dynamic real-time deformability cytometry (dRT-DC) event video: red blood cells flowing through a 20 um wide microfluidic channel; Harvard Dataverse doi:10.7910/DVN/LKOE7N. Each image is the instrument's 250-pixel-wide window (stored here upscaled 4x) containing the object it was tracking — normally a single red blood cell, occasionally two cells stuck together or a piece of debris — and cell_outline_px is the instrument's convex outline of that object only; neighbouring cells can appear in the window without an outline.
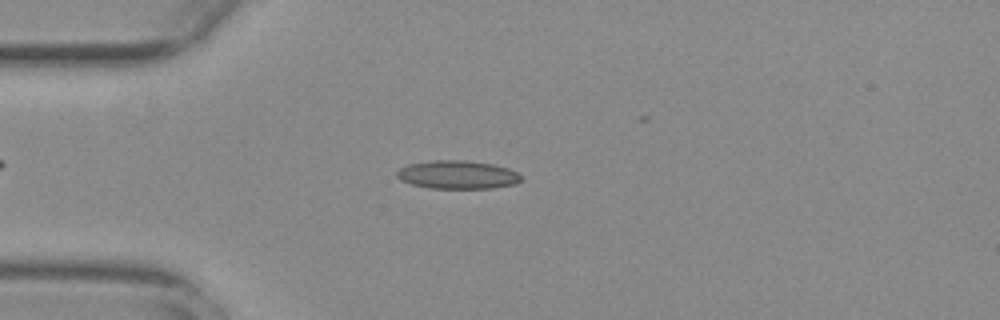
{"species": "common noctule bat (a hibernating species)", "species_latin": "Nyctalus noctula", "temperature_condition": "warm", "stored_images_in_passage": 26, "camera_frame_rate_fps": 3000, "um_per_image_px": 0.085, "animal": {"sex": "female", "body_mass_g": 29.2, "forearm_length_mm": 56.3}, "frame": {"image": 1, "passage_image": 14, "time_ms": 4.333, "image_size_px": [1000, 320], "cell_outline_px": [[520, 180], [512, 184], [492, 188], [428, 188], [412, 184], [400, 180], [396, 176], [396, 172], [400, 168], [408, 164], [432, 160], [464, 160], [492, 164], [508, 168], [516, 172], [520, 176]], "centroid_in_image_um": [38.83, 14.84], "position_along_channel_um": 46.2, "area_um2": 20.35}}
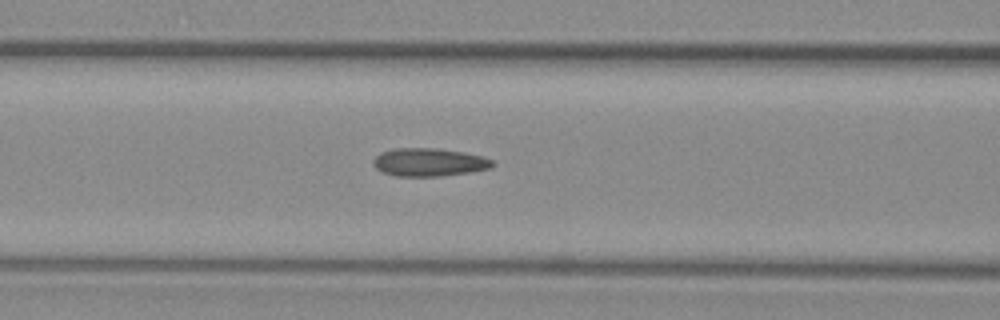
{"frame": {"image": 2, "passage_image": 22, "time_ms": 7.0, "image_size_px": [1000, 320], "cell_outline_px": [[496, 164], [492, 168], [468, 172], [440, 176], [396, 176], [380, 172], [372, 164], [372, 160], [380, 152], [392, 148], [436, 148], [464, 152], [480, 156], [492, 160]], "centroid_in_image_um": [36.42, 13.78], "position_along_channel_um": 130.2, "area_um2": 19.65}}
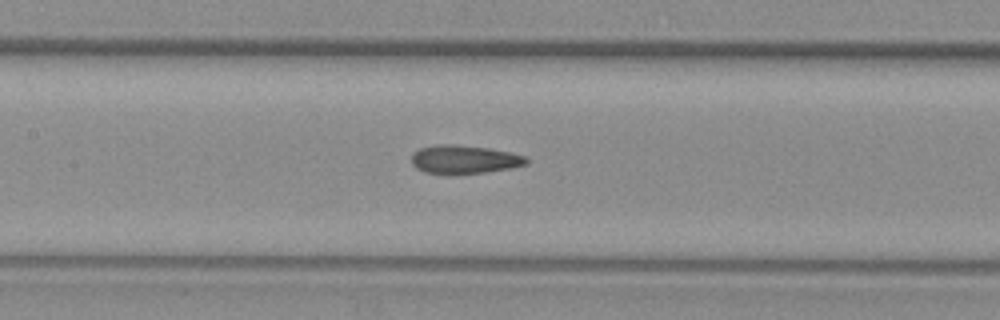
{"frame": {"image": 3, "passage_image": 25, "time_ms": 8.0, "image_size_px": [1000, 320], "cell_outline_px": [[528, 164], [512, 168], [484, 172], [448, 176], [424, 172], [416, 168], [412, 164], [412, 156], [420, 148], [440, 144], [452, 144], [488, 148], [512, 152], [524, 156], [528, 160]], "centroid_in_image_um": [39.46, 13.58], "position_along_channel_um": 167.9, "area_um2": 19.36}}